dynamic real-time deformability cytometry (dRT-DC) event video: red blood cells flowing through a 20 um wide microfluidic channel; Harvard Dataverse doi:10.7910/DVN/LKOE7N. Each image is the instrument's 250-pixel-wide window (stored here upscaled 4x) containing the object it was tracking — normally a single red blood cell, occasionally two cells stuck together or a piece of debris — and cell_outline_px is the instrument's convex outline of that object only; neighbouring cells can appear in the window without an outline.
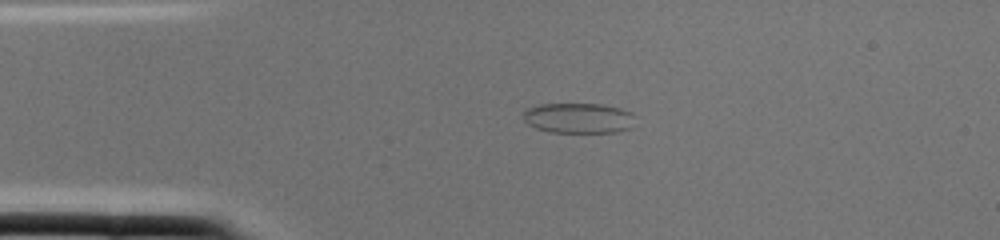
{"species": "common noctule bat (a hibernating species)", "species_latin": "Nyctalus noctula", "temperature_condition": "cold", "stored_images_in_passage": 1, "camera_frame_rate_fps": 3000, "um_per_image_px": 0.085, "animal": {"sex": "female", "body_mass_g": 22.0, "forearm_length_mm": 56.7}, "frame": {"image": 1, "passage_image": 1, "time_ms": 0.0, "image_size_px": [1000, 240], "cell_outline_px": [[632, 128], [616, 132], [548, 132], [536, 128], [528, 124], [524, 120], [524, 112], [528, 108], [540, 104], [600, 104], [620, 108], [632, 112]], "centroid_in_image_um": [49.16, 10.04], "position_along_channel_um": 35.8, "area_um2": 19.65}}